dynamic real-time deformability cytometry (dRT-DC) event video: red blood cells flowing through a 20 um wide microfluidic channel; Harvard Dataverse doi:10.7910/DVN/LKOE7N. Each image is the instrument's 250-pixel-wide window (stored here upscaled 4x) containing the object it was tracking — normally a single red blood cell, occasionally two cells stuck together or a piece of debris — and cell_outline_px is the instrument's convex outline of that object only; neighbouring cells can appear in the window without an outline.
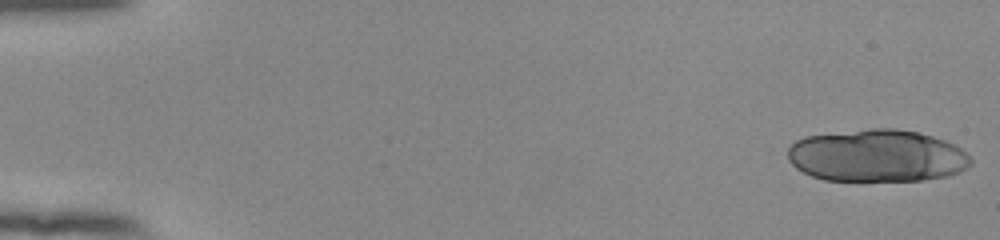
{"species": "human", "species_latin": "Homo sapiens", "temperature_condition": "room temperature", "stored_images_in_passage": 19, "camera_frame_rate_fps": 3000, "um_per_image_px": 0.085, "donor": {"sex": "female"}, "frame": {"image": 1, "passage_image": 1, "time_ms": 0.0, "image_size_px": [1000, 240], "cell_outline_px": [[972, 164], [968, 168], [960, 172], [948, 176], [920, 180], [824, 180], [812, 176], [796, 168], [788, 160], [788, 148], [796, 140], [804, 136], [872, 128], [892, 128], [920, 132], [944, 140], [960, 148], [972, 160]], "centroid_in_image_um": [74.55, 13.23], "position_along_channel_um": 10.5, "area_um2": 55.83}}